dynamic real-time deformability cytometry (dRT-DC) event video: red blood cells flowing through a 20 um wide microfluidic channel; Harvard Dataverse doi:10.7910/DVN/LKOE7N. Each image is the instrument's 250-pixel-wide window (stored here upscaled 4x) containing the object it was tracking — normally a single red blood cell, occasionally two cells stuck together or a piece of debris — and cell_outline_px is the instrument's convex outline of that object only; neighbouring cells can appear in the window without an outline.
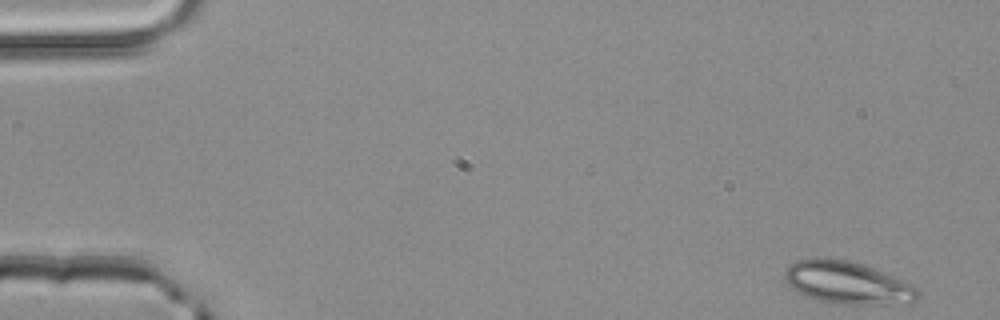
{"species": "common noctule bat (a hibernating species)", "species_latin": "Nyctalus noctula", "temperature_condition": "room temperature", "stored_images_in_passage": 50, "camera_frame_rate_fps": 3000, "um_per_image_px": 0.085, "animal": {"sex": "male", "body_mass_g": 20.4}, "frame": {"image": 1, "passage_image": 1, "time_ms": 0.0, "image_size_px": [1000, 320], "cell_outline_px": [[920, 296], [912, 304], [832, 304], [804, 296], [796, 292], [784, 280], [784, 272], [796, 260], [816, 256], [828, 256], [848, 260], [872, 268], [912, 284], [920, 288]], "centroid_in_image_um": [72.03, 24.04], "position_along_channel_um": 13.0, "area_um2": 33.64}}
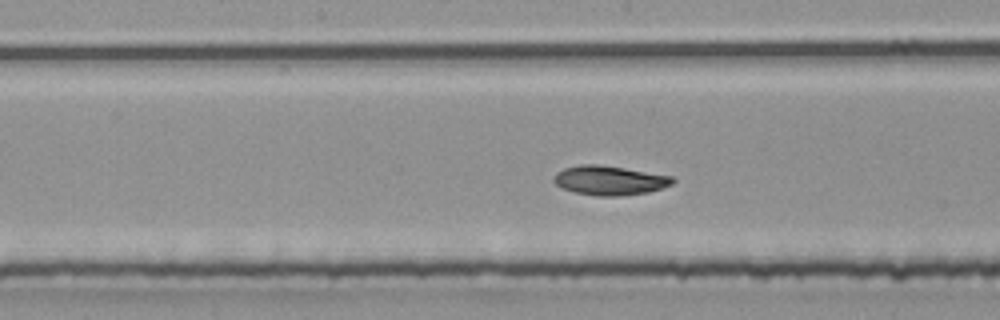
{"frame": {"image": 2, "passage_image": 25, "time_ms": 8.0, "image_size_px": [1000, 320], "cell_outline_px": [[676, 180], [672, 184], [648, 192], [620, 196], [596, 196], [576, 192], [564, 188], [556, 184], [552, 180], [556, 172], [564, 168], [580, 164], [600, 164], [672, 176]], "centroid_in_image_um": [51.8, 15.32], "position_along_channel_um": 196.4, "area_um2": 20.23}}
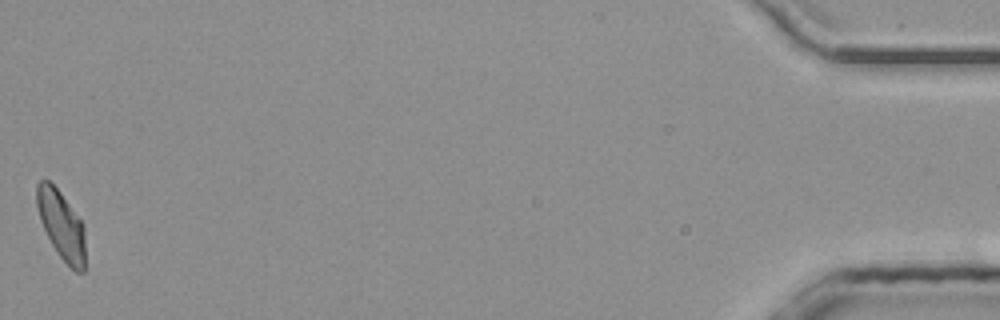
{"frame": {"image": 3, "passage_image": 50, "time_ms": 16.333, "image_size_px": [1000, 320], "cell_outline_px": [[84, 272], [76, 272], [56, 252], [40, 220], [36, 204], [36, 184], [40, 180], [48, 180], [60, 192], [84, 224]], "centroid_in_image_um": [5.2, 19.11], "position_along_channel_um": 430.0, "area_um2": 19.13}, "authors_computed_cell_mechanics": {"area_um2": 20.3167, "velocity_mm_per_s": 4.0258, "shape_relaxation_time_tau1_ms": 6.7634, "shape_relaxation_time_tau2_ms": 3.7313, "deformation_change_tau1": 0.1426, "deformation_change_tau2": 0.0711}}